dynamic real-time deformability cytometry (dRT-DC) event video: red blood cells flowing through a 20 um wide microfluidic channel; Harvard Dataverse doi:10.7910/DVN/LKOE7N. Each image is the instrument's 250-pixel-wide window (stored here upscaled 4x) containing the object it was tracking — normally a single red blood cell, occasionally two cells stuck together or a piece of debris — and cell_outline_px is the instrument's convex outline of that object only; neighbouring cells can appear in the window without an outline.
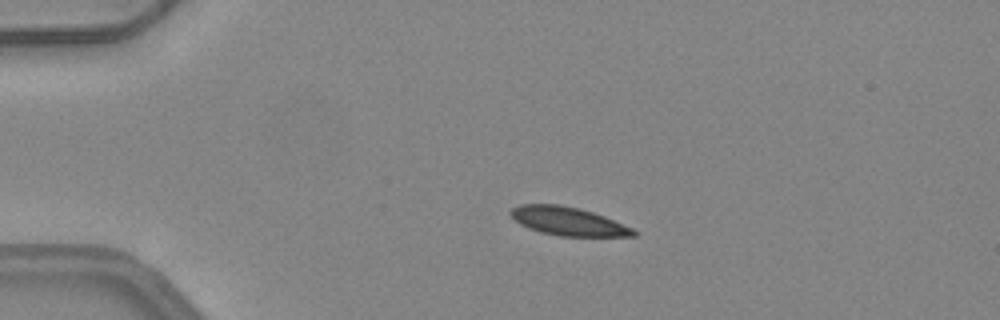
{"species": "common noctule bat (a hibernating species)", "species_latin": "Nyctalus noctula", "temperature_condition": "warm", "stored_images_in_passage": 40, "camera_frame_rate_fps": 3000, "um_per_image_px": 0.085, "animal": {"sex": "female", "body_mass_g": 24.6, "forearm_length_mm": 56.2}, "frame": {"image": 1, "passage_image": 1, "time_ms": 0.0, "image_size_px": [1000, 320], "cell_outline_px": [[636, 236], [560, 236], [540, 232], [528, 228], [520, 224], [508, 212], [512, 208], [520, 204], [560, 204], [580, 208], [604, 216], [632, 228], [636, 232]], "centroid_in_image_um": [48.26, 18.8], "position_along_channel_um": 36.7, "area_um2": 20.29}}
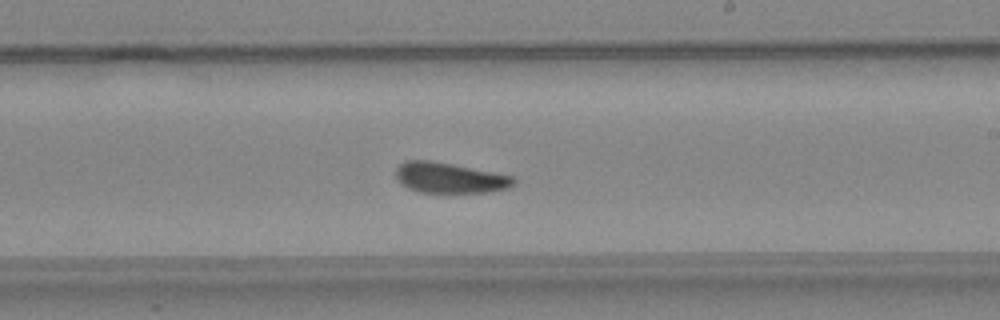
{"frame": {"image": 2, "passage_image": 20, "time_ms": 6.333, "image_size_px": [1000, 320], "cell_outline_px": [[516, 184], [508, 188], [488, 192], [420, 192], [408, 188], [400, 184], [396, 180], [396, 168], [404, 160], [428, 160], [452, 164], [512, 176], [516, 180]], "centroid_in_image_um": [38.18, 15.11], "position_along_channel_um": 250.8, "area_um2": 20.87}}
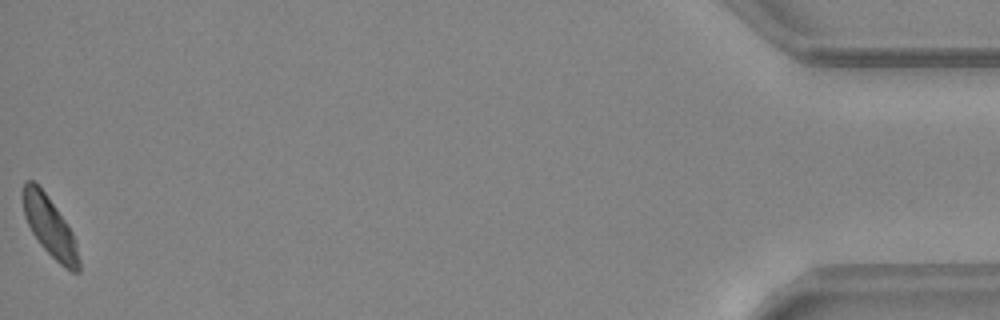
{"frame": {"image": 3, "passage_image": 40, "time_ms": 13.0, "image_size_px": [1000, 320], "cell_outline_px": [[80, 272], [72, 272], [64, 268], [40, 244], [32, 232], [24, 216], [24, 180], [32, 180], [44, 192], [56, 208], [72, 232], [76, 244], [80, 260]], "centroid_in_image_um": [4.26, 19.33], "position_along_channel_um": 430.9, "area_um2": 18.96}, "authors_computed_cell_mechanics": {"area_um2": 21.3571, "velocity_mm_per_s": 4.1297, "shape_relaxation_time_tau1_ms": 4.9929, "shape_relaxation_time_tau2_ms": 3.4146, "deformation_change_tau1": 0.1146, "deformation_change_tau2": 0.0841}}